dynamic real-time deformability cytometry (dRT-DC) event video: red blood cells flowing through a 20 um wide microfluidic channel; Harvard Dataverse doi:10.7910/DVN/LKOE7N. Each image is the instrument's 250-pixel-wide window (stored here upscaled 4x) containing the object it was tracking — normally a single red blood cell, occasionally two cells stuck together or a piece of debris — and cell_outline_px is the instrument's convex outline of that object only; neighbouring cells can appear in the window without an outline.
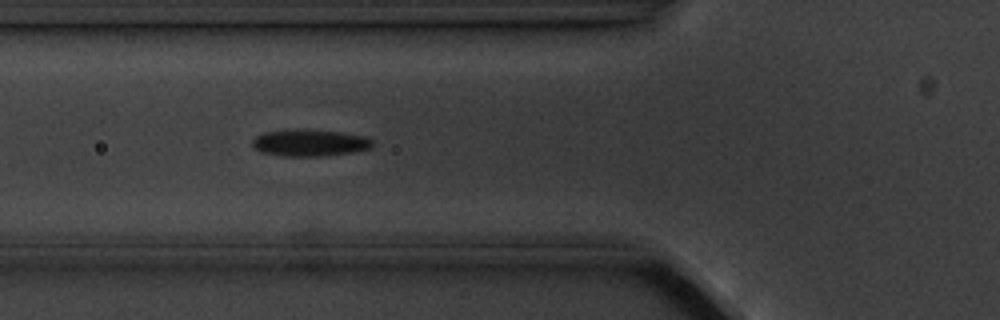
{"species": "common noctule bat (a hibernating species)", "species_latin": "Nyctalus noctula", "temperature_condition": "cold", "stored_images_in_passage": 5, "camera_frame_rate_fps": 3000, "um_per_image_px": 0.085, "animal": {"sex": "male", "body_mass_g": 20.1, "forearm_length_mm": 53.5}, "frame": {"image": 1, "passage_image": 5, "time_ms": 4.667, "image_size_px": [1000, 320], "cell_outline_px": [[372, 148], [352, 152], [324, 156], [280, 156], [260, 152], [252, 144], [252, 140], [256, 136], [264, 132], [292, 128], [296, 128], [340, 132], [364, 136], [372, 140]], "centroid_in_image_um": [26.29, 12.13], "position_along_channel_um": 99.5, "area_um2": 18.96}}